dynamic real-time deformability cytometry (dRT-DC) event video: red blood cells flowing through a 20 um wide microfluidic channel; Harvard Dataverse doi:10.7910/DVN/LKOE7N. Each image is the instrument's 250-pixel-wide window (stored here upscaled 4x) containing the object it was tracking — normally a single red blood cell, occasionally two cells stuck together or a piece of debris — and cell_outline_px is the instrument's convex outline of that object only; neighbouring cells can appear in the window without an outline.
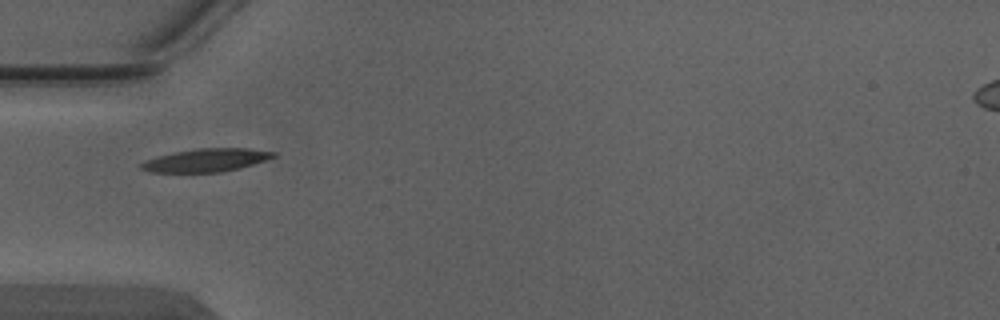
{"species": "Egyptian fruit bat (a non-hibernating species)", "species_latin": "Rousettus aegyptiacus", "temperature_condition": "warm", "stored_images_in_passage": 2, "camera_frame_rate_fps": 3000, "um_per_image_px": 0.085, "animal": {"sex": "male"}, "frame": {"image": 1, "passage_image": 1, "time_ms": 0.0, "image_size_px": [1000, 320], "cell_outline_px": [[276, 156], [240, 168], [220, 172], [152, 172], [140, 168], [140, 164], [156, 156], [196, 148], [248, 148], [276, 152]], "centroid_in_image_um": [17.53, 13.61], "position_along_channel_um": 67.5, "area_um2": 17.57}}
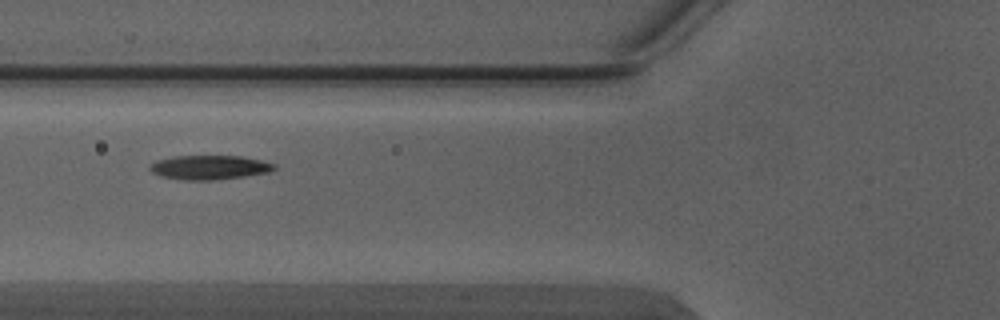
{"frame": {"image": 2, "passage_image": 2, "time_ms": 0.333, "image_size_px": [1000, 320], "cell_outline_px": [[276, 168], [268, 172], [244, 176], [212, 180], [180, 180], [160, 176], [152, 172], [148, 168], [156, 160], [172, 156], [240, 156], [260, 160], [276, 164]], "centroid_in_image_um": [17.76, 14.23], "position_along_channel_um": 108.0, "area_um2": 17.51}}